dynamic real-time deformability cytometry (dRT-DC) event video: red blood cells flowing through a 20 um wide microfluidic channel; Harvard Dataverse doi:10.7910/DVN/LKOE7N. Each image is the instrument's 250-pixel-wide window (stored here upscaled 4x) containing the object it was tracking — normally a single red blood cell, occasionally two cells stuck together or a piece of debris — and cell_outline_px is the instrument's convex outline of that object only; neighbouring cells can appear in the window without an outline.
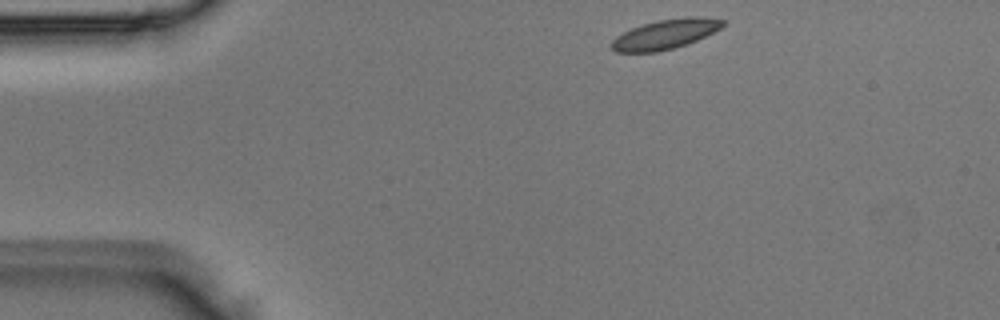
{"species": "Egyptian fruit bat (a non-hibernating species)", "species_latin": "Rousettus aegyptiacus", "temperature_condition": "room temperature", "stored_images_in_passage": 3, "segment_of_instrument_passage": [1, 2], "camera_frame_rate_fps": 3000, "um_per_image_px": 0.085, "animal": {"sex": "male"}, "frame": {"image": 1, "passage_image": 1, "time_ms": 0.0, "image_size_px": [1000, 320], "cell_outline_px": [[724, 24], [720, 28], [696, 40], [672, 48], [656, 52], [616, 52], [612, 48], [612, 40], [616, 36], [632, 28], [644, 24], [660, 20], [688, 16], [700, 16], [724, 20]], "centroid_in_image_um": [56.54, 2.9], "position_along_channel_um": 28.5, "area_um2": 18.79}}